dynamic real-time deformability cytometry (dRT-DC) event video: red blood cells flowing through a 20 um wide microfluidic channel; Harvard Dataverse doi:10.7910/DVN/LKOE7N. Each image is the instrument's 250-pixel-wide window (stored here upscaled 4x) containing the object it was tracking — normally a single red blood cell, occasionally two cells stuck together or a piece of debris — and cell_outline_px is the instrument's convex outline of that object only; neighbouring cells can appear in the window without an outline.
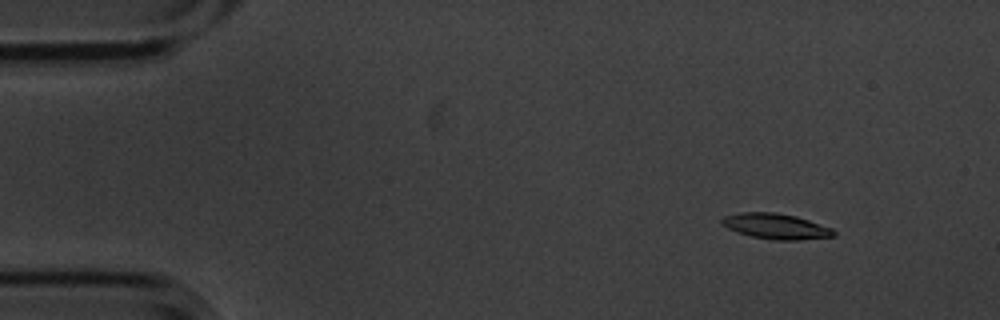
{"species": "common noctule bat (a hibernating species)", "species_latin": "Nyctalus noctula", "temperature_condition": "cold", "stored_images_in_passage": 6, "camera_frame_rate_fps": 3000, "um_per_image_px": 0.085, "animal": {"sex": "male", "body_mass_g": 20.1, "forearm_length_mm": 53.5}, "frame": {"image": 1, "passage_image": 2, "time_ms": 0.333, "image_size_px": [1000, 320], "cell_outline_px": [[836, 236], [800, 240], [776, 240], [752, 236], [728, 228], [720, 220], [724, 216], [740, 212], [776, 212], [796, 216], [832, 228], [836, 232]], "centroid_in_image_um": [65.99, 19.23], "position_along_channel_um": 19.0, "area_um2": 16.47}}